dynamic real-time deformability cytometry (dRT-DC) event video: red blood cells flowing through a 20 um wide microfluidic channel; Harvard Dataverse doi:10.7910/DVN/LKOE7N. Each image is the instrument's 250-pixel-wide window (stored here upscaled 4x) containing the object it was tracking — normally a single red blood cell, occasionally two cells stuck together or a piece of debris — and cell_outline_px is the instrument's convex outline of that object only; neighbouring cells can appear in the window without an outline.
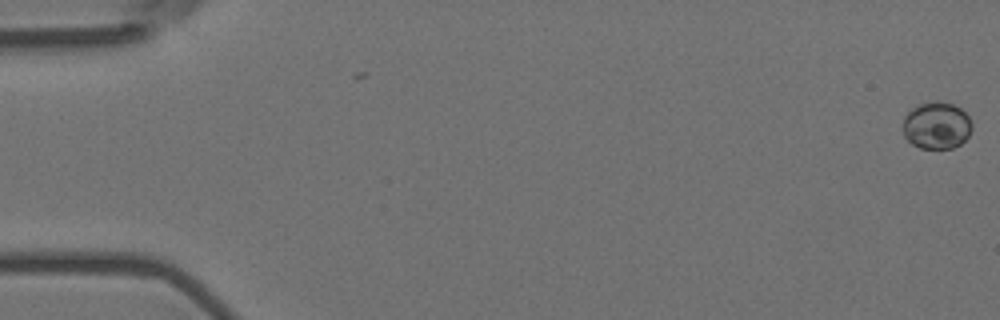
{"species": "Egyptian fruit bat (a non-hibernating species)", "species_latin": "Rousettus aegyptiacus", "temperature_condition": "room temperature", "stored_images_in_passage": 10, "camera_frame_rate_fps": 3000, "um_per_image_px": 0.085, "animal": {"sex": "female"}, "frame": {"image": 1, "passage_image": 1, "time_ms": 0.0, "image_size_px": [1000, 320], "cell_outline_px": [[972, 128], [968, 136], [960, 144], [952, 148], [920, 148], [912, 144], [904, 136], [904, 116], [912, 108], [920, 104], [936, 100], [952, 104], [960, 108], [968, 116], [972, 124]], "centroid_in_image_um": [79.61, 10.66], "position_along_channel_um": 5.4, "area_um2": 18.84}}
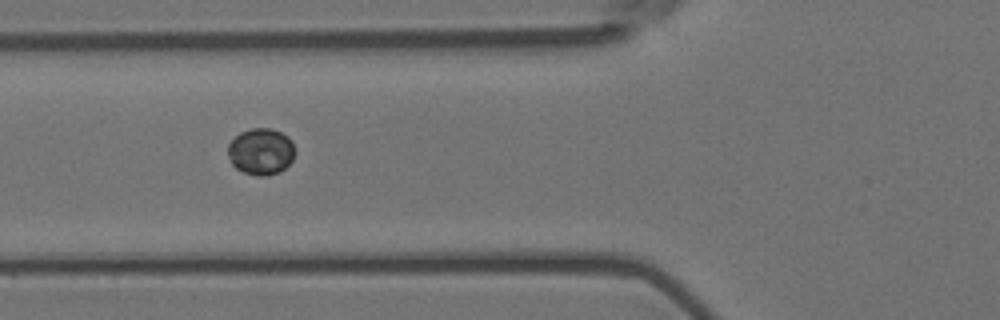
{"frame": {"image": 2, "passage_image": 7, "time_ms": 2.0, "image_size_px": [1000, 320], "cell_outline_px": [[296, 152], [292, 160], [280, 172], [268, 176], [260, 176], [244, 172], [236, 168], [232, 164], [228, 156], [228, 144], [240, 132], [252, 128], [272, 128], [288, 136], [292, 140]], "centroid_in_image_um": [22.2, 12.87], "position_along_channel_um": 103.6, "area_um2": 18.32}}
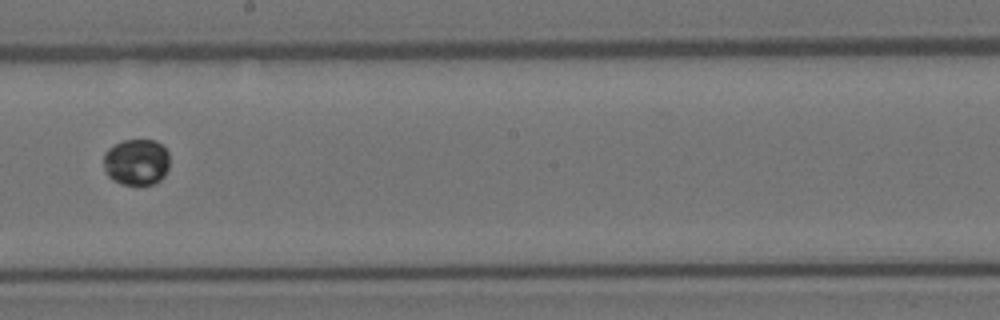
{"frame": {"image": 3, "passage_image": 10, "time_ms": 3.0, "image_size_px": [1000, 320], "cell_outline_px": [[168, 168], [164, 176], [160, 180], [152, 184], [120, 184], [112, 180], [108, 176], [104, 168], [104, 152], [108, 148], [124, 140], [156, 140], [168, 152]], "centroid_in_image_um": [11.58, 13.77], "position_along_channel_um": 236.6, "area_um2": 17.8}}